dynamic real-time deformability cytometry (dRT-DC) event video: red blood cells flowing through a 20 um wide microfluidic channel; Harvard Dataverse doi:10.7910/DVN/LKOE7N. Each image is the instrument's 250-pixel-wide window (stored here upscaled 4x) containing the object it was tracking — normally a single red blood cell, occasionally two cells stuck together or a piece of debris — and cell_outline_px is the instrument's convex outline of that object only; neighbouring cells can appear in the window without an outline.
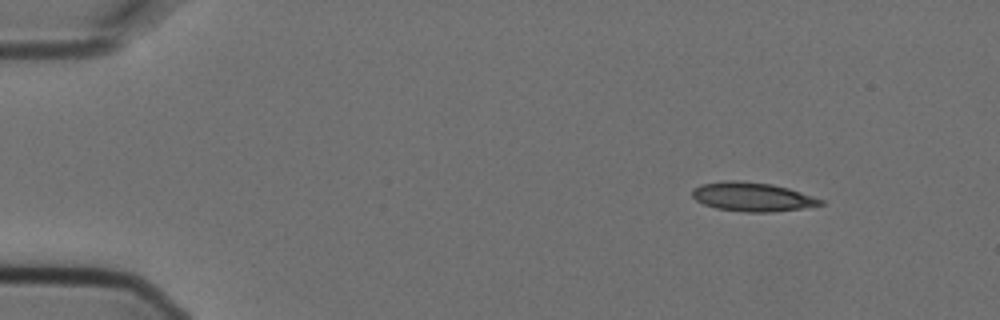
{"species": "Egyptian fruit bat (a non-hibernating species)", "species_latin": "Rousettus aegyptiacus", "temperature_condition": "cold", "stored_images_in_passage": 3, "camera_frame_rate_fps": 3000, "um_per_image_px": 0.085, "animal": {"sex": "female"}, "frame": {"image": 1, "passage_image": 1, "time_ms": 0.0, "image_size_px": [1000, 320], "cell_outline_px": [[824, 204], [800, 208], [772, 212], [744, 212], [716, 208], [704, 204], [696, 200], [692, 196], [692, 188], [700, 184], [724, 180], [736, 180], [772, 184], [788, 188], [824, 200]], "centroid_in_image_um": [63.9, 16.72], "position_along_channel_um": 21.1, "area_um2": 21.62}}